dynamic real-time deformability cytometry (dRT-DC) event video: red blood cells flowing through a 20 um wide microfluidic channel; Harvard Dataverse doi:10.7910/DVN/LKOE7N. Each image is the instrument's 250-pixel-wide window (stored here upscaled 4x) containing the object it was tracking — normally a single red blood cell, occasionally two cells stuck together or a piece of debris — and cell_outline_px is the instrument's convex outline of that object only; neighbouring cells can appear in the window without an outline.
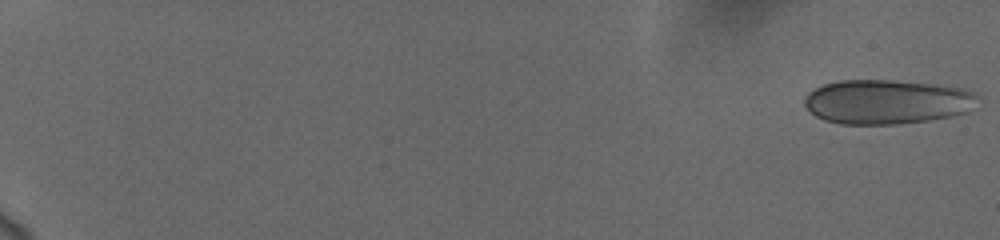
{"species": "human", "species_latin": "Homo sapiens", "temperature_condition": "cold", "stored_images_in_passage": 57, "camera_frame_rate_fps": 3000, "um_per_image_px": 0.085, "donor": {"sex": "female"}, "frame": {"image": 1, "passage_image": 1, "time_ms": 0.0, "image_size_px": [1000, 240], "cell_outline_px": [[980, 96], [964, 112], [948, 116], [928, 120], [896, 124], [840, 124], [824, 120], [816, 116], [804, 104], [804, 100], [808, 92], [824, 84], [840, 80], [892, 80], [964, 88], [976, 92]], "centroid_in_image_um": [75.34, 8.65], "position_along_channel_um": 9.7, "area_um2": 44.39}}
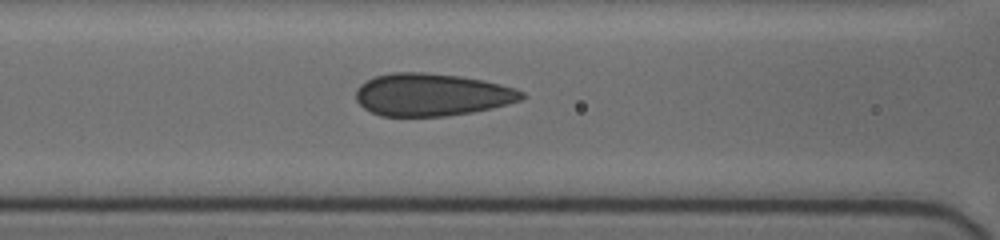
{"frame": {"image": 2, "passage_image": 28, "time_ms": 9.0, "image_size_px": [1000, 240], "cell_outline_px": [[524, 96], [520, 100], [508, 104], [492, 108], [472, 112], [444, 116], [380, 116], [364, 108], [356, 100], [356, 88], [360, 84], [376, 76], [392, 72], [424, 72], [460, 76], [484, 80], [516, 88], [524, 92]], "centroid_in_image_um": [36.7, 8.04], "position_along_channel_um": 129.9, "area_um2": 41.15}}
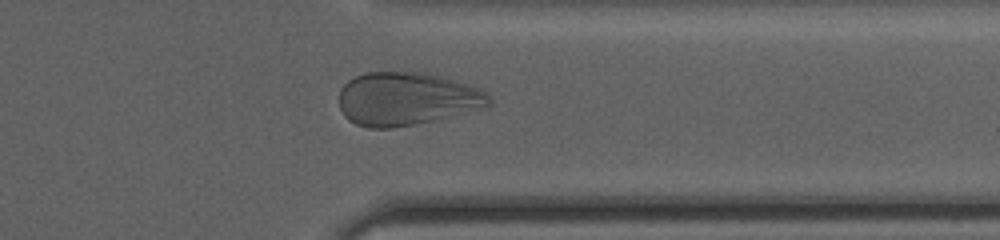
{"frame": {"image": 3, "passage_image": 48, "time_ms": 15.667, "image_size_px": [1000, 240], "cell_outline_px": [[492, 104], [488, 108], [432, 120], [392, 128], [368, 128], [356, 124], [348, 120], [344, 116], [340, 108], [340, 88], [348, 80], [364, 72], [428, 72], [480, 88], [492, 100]], "centroid_in_image_um": [34.58, 8.39], "position_along_channel_um": 376.8, "area_um2": 46.7}, "authors_computed_cell_mechanics": {"area_um2": 42.0206, "velocity_mm_per_s": 3.7066, "shape_relaxation_time_tau1_ms": null, "shape_relaxation_time_tau2_ms": 0.8445, "deformation_change_tau1": null, "deformation_change_tau2": 0.0545}}